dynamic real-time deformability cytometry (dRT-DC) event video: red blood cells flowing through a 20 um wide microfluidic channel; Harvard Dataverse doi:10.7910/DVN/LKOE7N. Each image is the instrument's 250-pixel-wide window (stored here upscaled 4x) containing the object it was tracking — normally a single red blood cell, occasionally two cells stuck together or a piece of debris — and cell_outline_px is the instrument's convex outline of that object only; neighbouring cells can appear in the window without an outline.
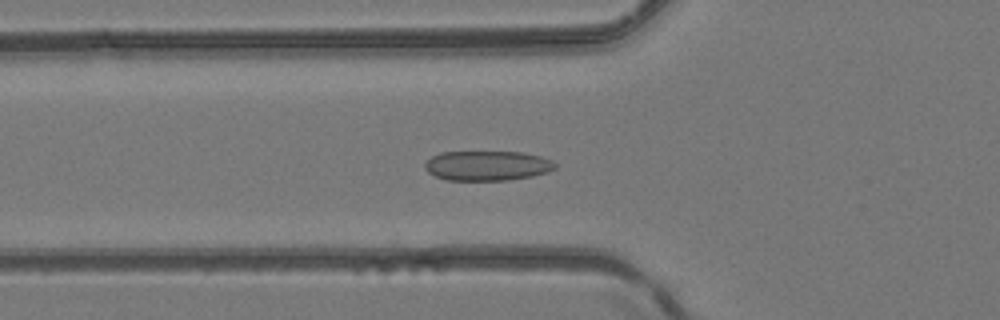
{"species": "common noctule bat (a hibernating species)", "species_latin": "Nyctalus noctula", "temperature_condition": "room temperature", "stored_images_in_passage": 47, "camera_frame_rate_fps": 3000, "um_per_image_px": 0.085, "animal": {"sex": "female", "body_mass_g": 24.6, "forearm_length_mm": 56.2}, "frame": {"image": 1, "passage_image": 17, "time_ms": 5.333, "image_size_px": [1000, 320], "cell_outline_px": [[556, 168], [548, 172], [532, 176], [508, 180], [448, 180], [436, 176], [428, 172], [424, 168], [424, 164], [432, 156], [440, 152], [524, 152], [540, 156], [552, 160], [556, 164]], "centroid_in_image_um": [41.43, 14.08], "position_along_channel_um": 84.4, "area_um2": 22.66}}
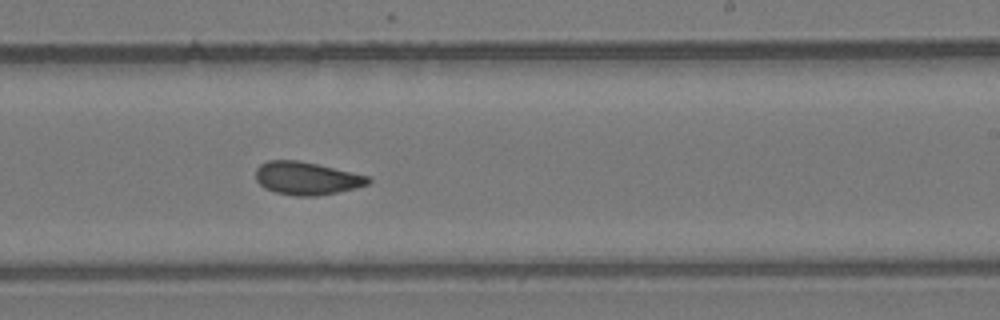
{"frame": {"image": 2, "passage_image": 29, "time_ms": 9.333, "image_size_px": [1000, 320], "cell_outline_px": [[372, 180], [368, 184], [356, 188], [316, 196], [296, 196], [276, 192], [264, 188], [256, 180], [256, 168], [260, 164], [268, 160], [300, 160], [352, 172], [368, 176]], "centroid_in_image_um": [26.05, 15.15], "position_along_channel_um": 263.0, "area_um2": 21.56}}
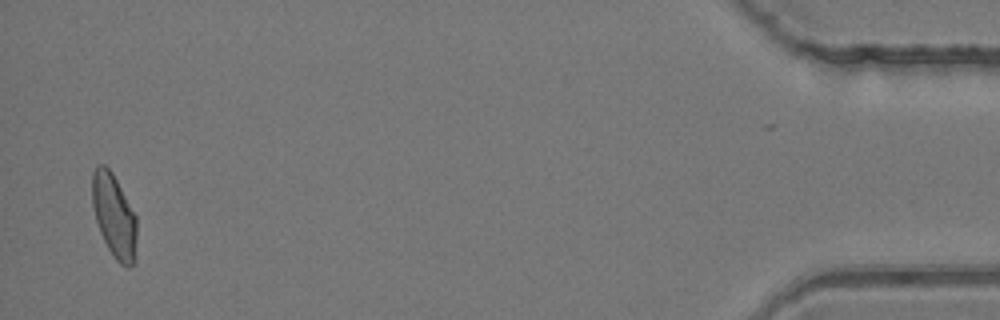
{"frame": {"image": 3, "passage_image": 46, "time_ms": 15.0, "image_size_px": [1000, 320], "cell_outline_px": [[136, 240], [132, 268], [128, 268], [120, 264], [112, 256], [100, 232], [96, 220], [92, 204], [92, 172], [96, 164], [104, 164], [112, 172], [136, 216]], "centroid_in_image_um": [9.68, 18.33], "position_along_channel_um": 425.5, "area_um2": 21.62}}